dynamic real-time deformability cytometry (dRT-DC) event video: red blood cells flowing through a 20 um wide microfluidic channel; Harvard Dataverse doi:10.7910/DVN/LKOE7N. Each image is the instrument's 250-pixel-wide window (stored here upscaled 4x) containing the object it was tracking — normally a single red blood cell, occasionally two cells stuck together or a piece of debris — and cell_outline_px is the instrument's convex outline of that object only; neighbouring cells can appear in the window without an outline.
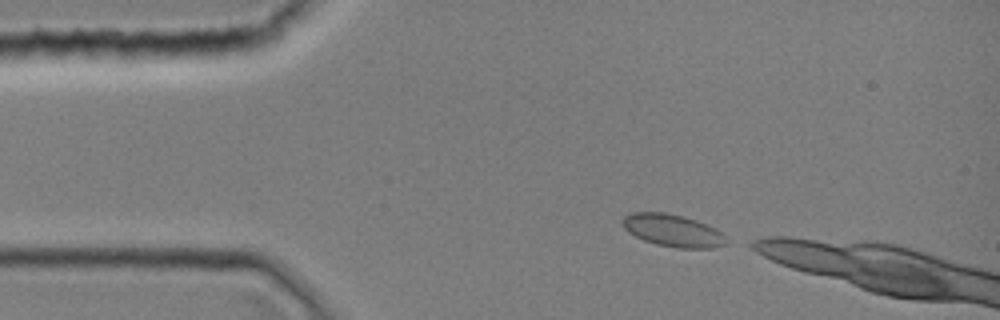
{"species": "common noctule bat (a hibernating species)", "species_latin": "Nyctalus noctula", "temperature_condition": "room temperature", "stored_images_in_passage": 5, "camera_frame_rate_fps": 3000, "um_per_image_px": 0.085, "animal": {"sex": "female", "body_mass_g": 19.0, "forearm_length_mm": 51.5}, "frame": {"image": 1, "passage_image": 1, "time_ms": 0.0, "image_size_px": [1000, 320], "cell_outline_px": [[728, 244], [712, 248], [676, 248], [656, 244], [644, 240], [628, 232], [620, 224], [620, 220], [624, 216], [632, 212], [664, 212], [684, 216], [696, 220], [720, 232], [724, 236]], "centroid_in_image_um": [57.13, 19.59], "position_along_channel_um": 27.9, "area_um2": 19.54}}